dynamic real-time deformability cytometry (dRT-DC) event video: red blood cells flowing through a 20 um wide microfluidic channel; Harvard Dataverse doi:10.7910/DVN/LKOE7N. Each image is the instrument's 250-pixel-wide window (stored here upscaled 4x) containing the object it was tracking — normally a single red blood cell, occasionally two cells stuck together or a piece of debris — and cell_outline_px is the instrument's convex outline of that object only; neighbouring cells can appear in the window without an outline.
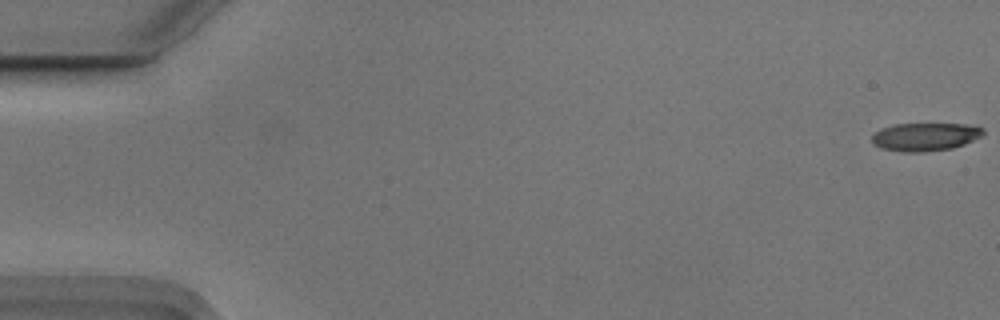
{"species": "Egyptian fruit bat (a non-hibernating species)", "species_latin": "Rousettus aegyptiacus", "temperature_condition": "cold", "stored_images_in_passage": 55, "camera_frame_rate_fps": 3000, "um_per_image_px": 0.085, "animal": {"sex": "male"}, "frame": {"image": 1, "passage_image": 1, "time_ms": 0.0, "image_size_px": [1000, 320], "cell_outline_px": [[984, 132], [980, 136], [964, 144], [952, 148], [924, 152], [900, 152], [880, 148], [872, 144], [872, 136], [880, 128], [896, 124], [964, 124], [984, 128]], "centroid_in_image_um": [78.59, 11.63], "position_along_channel_um": 6.4, "area_um2": 18.21}}
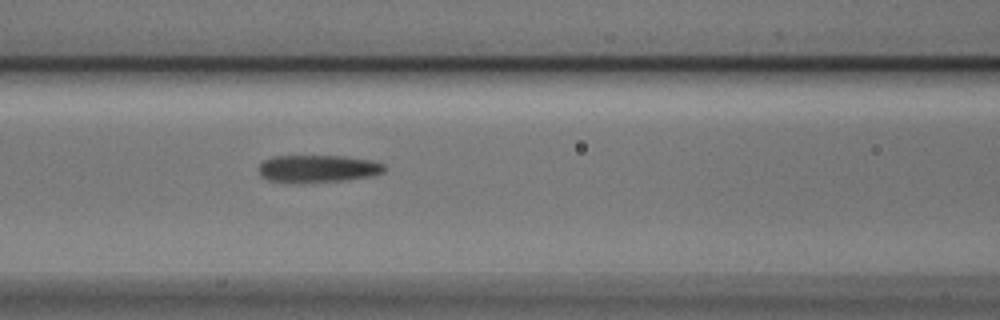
{"frame": {"image": 2, "passage_image": 24, "time_ms": 7.667, "image_size_px": [1000, 320], "cell_outline_px": [[388, 168], [384, 172], [372, 176], [348, 180], [268, 180], [260, 176], [256, 168], [264, 160], [272, 156], [344, 156], [372, 160], [384, 164]], "centroid_in_image_um": [27.07, 14.29], "position_along_channel_um": 139.5, "area_um2": 19.59}}
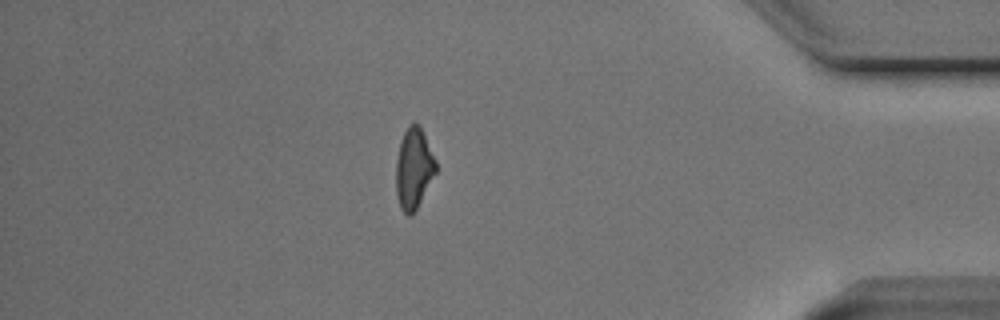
{"frame": {"image": 3, "passage_image": 48, "time_ms": 15.667, "image_size_px": [1000, 320], "cell_outline_px": [[436, 172], [412, 216], [408, 216], [400, 208], [396, 196], [396, 160], [400, 140], [408, 124], [420, 124], [436, 160]], "centroid_in_image_um": [35.15, 14.31], "position_along_channel_um": 400.0, "area_um2": 18.84}, "authors_computed_cell_mechanics": {"area_um2": 19.5942, "velocity_mm_per_s": 3.7453, "shape_relaxation_time_tau1_ms": 5.0481, "shape_relaxation_time_tau2_ms": 4.0441, "deformation_change_tau1": 0.1707, "deformation_change_tau2": 0.1593}}